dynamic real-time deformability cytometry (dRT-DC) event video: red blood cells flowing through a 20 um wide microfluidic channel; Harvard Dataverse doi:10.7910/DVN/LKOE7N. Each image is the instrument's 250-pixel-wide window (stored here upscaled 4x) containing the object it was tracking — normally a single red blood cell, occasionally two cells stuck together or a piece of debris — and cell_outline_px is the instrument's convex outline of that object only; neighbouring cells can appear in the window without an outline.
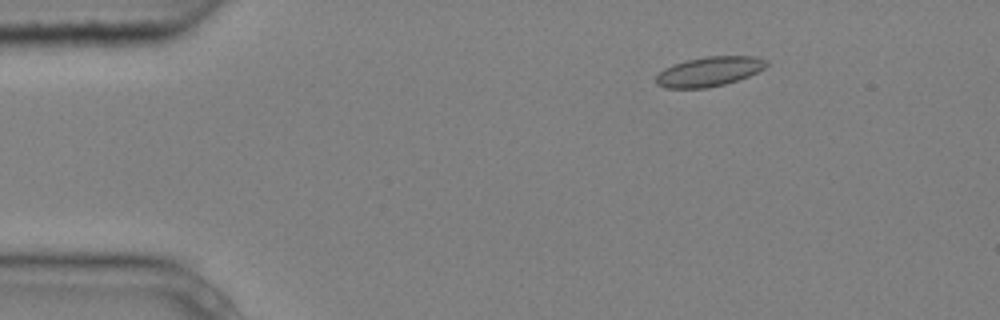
{"species": "common noctule bat (a hibernating species)", "species_latin": "Nyctalus noctula", "temperature_condition": "cold", "stored_images_in_passage": 4, "camera_frame_rate_fps": 3000, "um_per_image_px": 0.085, "animal": {"sex": "male", "body_mass_g": 20.4}, "frame": {"image": 1, "passage_image": 2, "time_ms": 0.333, "image_size_px": [1000, 320], "cell_outline_px": [[768, 64], [764, 68], [748, 76], [724, 84], [708, 88], [664, 88], [656, 84], [656, 76], [664, 68], [672, 64], [688, 60], [708, 56], [756, 56], [768, 60]], "centroid_in_image_um": [60.27, 6.08], "position_along_channel_um": 24.7, "area_um2": 19.02}}